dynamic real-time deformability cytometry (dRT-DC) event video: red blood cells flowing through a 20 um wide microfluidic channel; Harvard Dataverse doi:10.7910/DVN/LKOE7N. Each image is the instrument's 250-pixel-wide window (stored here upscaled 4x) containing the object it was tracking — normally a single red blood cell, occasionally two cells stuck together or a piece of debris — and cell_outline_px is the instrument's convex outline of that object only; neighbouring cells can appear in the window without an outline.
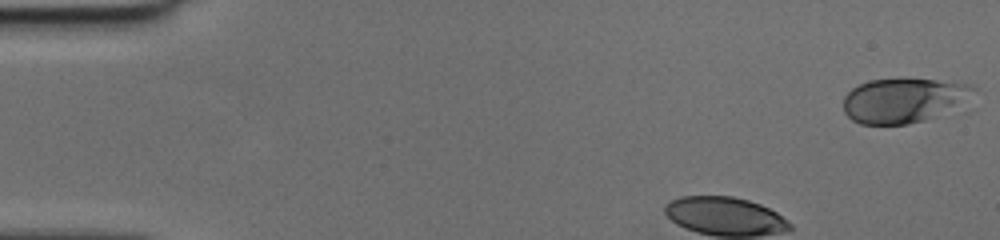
{"species": "human", "species_latin": "Homo sapiens", "temperature_condition": "cold", "stored_images_in_passage": 34, "camera_frame_rate_fps": 3000, "um_per_image_px": 0.085, "donor": {"sex": "female"}, "frame": {"image": 1, "passage_image": 1, "time_ms": 0.0, "image_size_px": [1000, 240], "cell_outline_px": [[976, 88], [968, 112], [908, 124], [860, 124], [852, 120], [844, 112], [844, 96], [852, 88], [868, 80], [936, 80], [968, 84]], "centroid_in_image_um": [77.05, 8.59], "position_along_channel_um": 8.0, "area_um2": 35.43}}
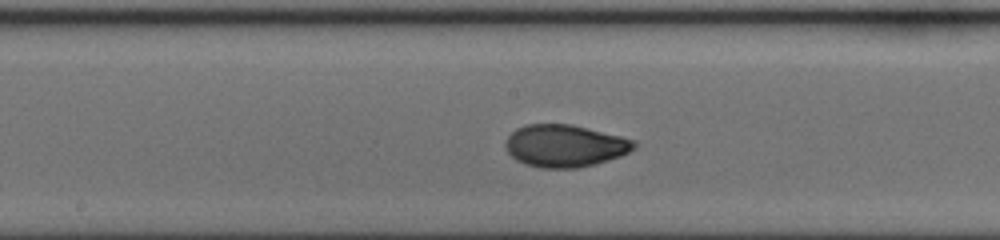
{"frame": {"image": 2, "passage_image": 20, "time_ms": 6.333, "image_size_px": [1000, 240], "cell_outline_px": [[636, 148], [620, 156], [608, 160], [576, 168], [540, 168], [524, 164], [516, 160], [508, 152], [504, 144], [508, 136], [516, 128], [524, 124], [568, 124], [620, 136], [636, 140]], "centroid_in_image_um": [47.98, 12.4], "position_along_channel_um": 200.2, "area_um2": 31.56}}
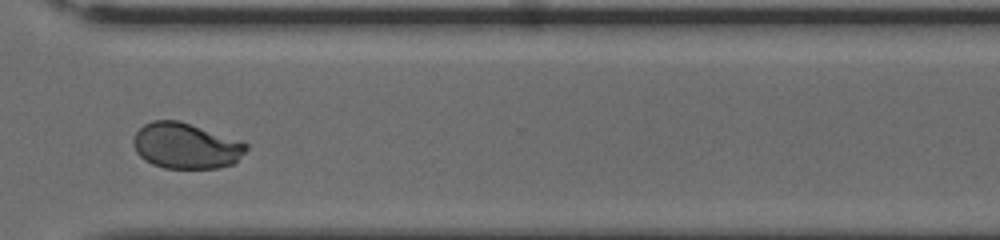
{"frame": {"image": 3, "passage_image": 31, "time_ms": 10.0, "image_size_px": [1000, 240], "cell_outline_px": [[248, 148], [232, 164], [216, 168], [164, 168], [152, 164], [144, 160], [136, 152], [132, 140], [136, 132], [144, 124], [152, 120], [180, 120], [244, 140], [248, 144]], "centroid_in_image_um": [15.81, 12.37], "position_along_channel_um": 354.8, "area_um2": 30.46}}